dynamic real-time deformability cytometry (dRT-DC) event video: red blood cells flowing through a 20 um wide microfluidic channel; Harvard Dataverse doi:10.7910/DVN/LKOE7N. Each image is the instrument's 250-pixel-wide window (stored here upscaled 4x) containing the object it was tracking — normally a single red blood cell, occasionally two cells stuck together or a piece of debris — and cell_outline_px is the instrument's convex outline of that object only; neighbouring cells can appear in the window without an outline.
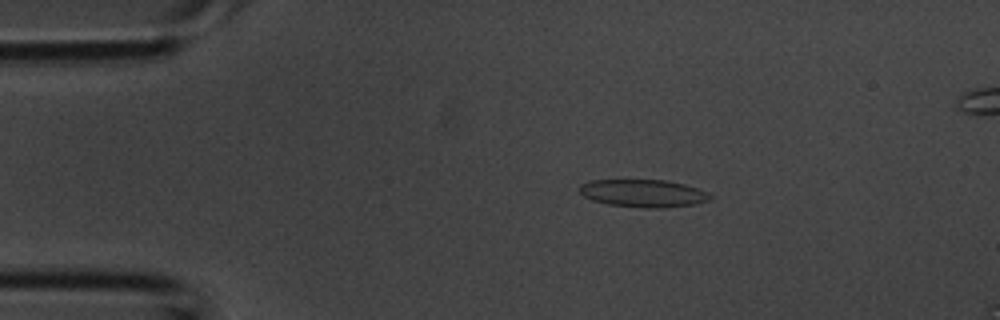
{"species": "common noctule bat (a hibernating species)", "species_latin": "Nyctalus noctula", "temperature_condition": "room temperature", "stored_images_in_passage": 3, "camera_frame_rate_fps": 3000, "um_per_image_px": 0.085, "animal": {"sex": "male", "body_mass_g": 20.1, "forearm_length_mm": 53.5}, "frame": {"image": 1, "passage_image": 1, "time_ms": 0.0, "image_size_px": [1000, 320], "cell_outline_px": [[712, 196], [708, 200], [692, 204], [664, 208], [644, 208], [608, 204], [592, 200], [584, 196], [580, 192], [580, 184], [588, 180], [668, 180], [684, 184], [708, 192]], "centroid_in_image_um": [54.65, 16.42], "position_along_channel_um": 30.3, "area_um2": 20.98}}